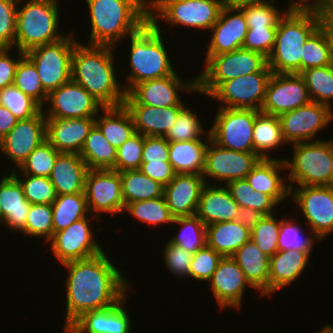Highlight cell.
<instances>
[{"mask_svg": "<svg viewBox=\"0 0 333 333\" xmlns=\"http://www.w3.org/2000/svg\"><path fill=\"white\" fill-rule=\"evenodd\" d=\"M105 253L62 264L68 269L63 330L82 313L113 306L128 293V282L123 272Z\"/></svg>", "mask_w": 333, "mask_h": 333, "instance_id": "6da1fadb", "label": "cell"}, {"mask_svg": "<svg viewBox=\"0 0 333 333\" xmlns=\"http://www.w3.org/2000/svg\"><path fill=\"white\" fill-rule=\"evenodd\" d=\"M114 47L77 42L72 53L71 80L85 88L104 107L124 104L126 92L114 70Z\"/></svg>", "mask_w": 333, "mask_h": 333, "instance_id": "7a4b0ae2", "label": "cell"}, {"mask_svg": "<svg viewBox=\"0 0 333 333\" xmlns=\"http://www.w3.org/2000/svg\"><path fill=\"white\" fill-rule=\"evenodd\" d=\"M90 10V45L115 47L149 21L147 0H86ZM116 43V44H115Z\"/></svg>", "mask_w": 333, "mask_h": 333, "instance_id": "3957f363", "label": "cell"}, {"mask_svg": "<svg viewBox=\"0 0 333 333\" xmlns=\"http://www.w3.org/2000/svg\"><path fill=\"white\" fill-rule=\"evenodd\" d=\"M320 25V11L289 9L278 22L274 48L267 58L272 72L300 74L302 46Z\"/></svg>", "mask_w": 333, "mask_h": 333, "instance_id": "277c9868", "label": "cell"}, {"mask_svg": "<svg viewBox=\"0 0 333 333\" xmlns=\"http://www.w3.org/2000/svg\"><path fill=\"white\" fill-rule=\"evenodd\" d=\"M158 19L149 21L130 39L129 84L124 85L128 93L136 84L173 75L176 71L165 49Z\"/></svg>", "mask_w": 333, "mask_h": 333, "instance_id": "5b68a950", "label": "cell"}, {"mask_svg": "<svg viewBox=\"0 0 333 333\" xmlns=\"http://www.w3.org/2000/svg\"><path fill=\"white\" fill-rule=\"evenodd\" d=\"M58 5V0H28L22 7L17 5L15 46L18 50L26 53L65 37L58 32Z\"/></svg>", "mask_w": 333, "mask_h": 333, "instance_id": "8992f818", "label": "cell"}, {"mask_svg": "<svg viewBox=\"0 0 333 333\" xmlns=\"http://www.w3.org/2000/svg\"><path fill=\"white\" fill-rule=\"evenodd\" d=\"M291 161L283 159L289 169V188L300 186L333 185V139L313 140L293 144Z\"/></svg>", "mask_w": 333, "mask_h": 333, "instance_id": "52a82bcc", "label": "cell"}, {"mask_svg": "<svg viewBox=\"0 0 333 333\" xmlns=\"http://www.w3.org/2000/svg\"><path fill=\"white\" fill-rule=\"evenodd\" d=\"M204 71L197 75V93L210 95L222 82L261 72L268 64L263 54L239 48L216 56H206Z\"/></svg>", "mask_w": 333, "mask_h": 333, "instance_id": "ba28073f", "label": "cell"}, {"mask_svg": "<svg viewBox=\"0 0 333 333\" xmlns=\"http://www.w3.org/2000/svg\"><path fill=\"white\" fill-rule=\"evenodd\" d=\"M223 7L224 0H149V19L159 17L171 25L210 30Z\"/></svg>", "mask_w": 333, "mask_h": 333, "instance_id": "9c48e42d", "label": "cell"}, {"mask_svg": "<svg viewBox=\"0 0 333 333\" xmlns=\"http://www.w3.org/2000/svg\"><path fill=\"white\" fill-rule=\"evenodd\" d=\"M71 32L64 38L35 48L25 56L35 65L47 94L71 80L72 53L77 39Z\"/></svg>", "mask_w": 333, "mask_h": 333, "instance_id": "30bf717a", "label": "cell"}, {"mask_svg": "<svg viewBox=\"0 0 333 333\" xmlns=\"http://www.w3.org/2000/svg\"><path fill=\"white\" fill-rule=\"evenodd\" d=\"M259 112L255 109L219 107L209 131L211 140L224 149L254 152L253 126Z\"/></svg>", "mask_w": 333, "mask_h": 333, "instance_id": "8fae6325", "label": "cell"}, {"mask_svg": "<svg viewBox=\"0 0 333 333\" xmlns=\"http://www.w3.org/2000/svg\"><path fill=\"white\" fill-rule=\"evenodd\" d=\"M272 74V70L267 65L261 72L222 82L209 97L219 101L220 107L260 111Z\"/></svg>", "mask_w": 333, "mask_h": 333, "instance_id": "7c38bea8", "label": "cell"}, {"mask_svg": "<svg viewBox=\"0 0 333 333\" xmlns=\"http://www.w3.org/2000/svg\"><path fill=\"white\" fill-rule=\"evenodd\" d=\"M290 197L302 210L310 233L321 240L333 233V185L290 188Z\"/></svg>", "mask_w": 333, "mask_h": 333, "instance_id": "4fadbf2b", "label": "cell"}, {"mask_svg": "<svg viewBox=\"0 0 333 333\" xmlns=\"http://www.w3.org/2000/svg\"><path fill=\"white\" fill-rule=\"evenodd\" d=\"M84 194L89 214L124 212L120 172L112 169H89L85 177Z\"/></svg>", "mask_w": 333, "mask_h": 333, "instance_id": "5bb4252c", "label": "cell"}, {"mask_svg": "<svg viewBox=\"0 0 333 333\" xmlns=\"http://www.w3.org/2000/svg\"><path fill=\"white\" fill-rule=\"evenodd\" d=\"M310 101L306 83L300 74L273 73L260 112L280 116Z\"/></svg>", "mask_w": 333, "mask_h": 333, "instance_id": "9a60e30c", "label": "cell"}, {"mask_svg": "<svg viewBox=\"0 0 333 333\" xmlns=\"http://www.w3.org/2000/svg\"><path fill=\"white\" fill-rule=\"evenodd\" d=\"M331 109L327 105L310 101L278 116L286 143H302L316 137V133L333 120Z\"/></svg>", "mask_w": 333, "mask_h": 333, "instance_id": "2e32d148", "label": "cell"}, {"mask_svg": "<svg viewBox=\"0 0 333 333\" xmlns=\"http://www.w3.org/2000/svg\"><path fill=\"white\" fill-rule=\"evenodd\" d=\"M261 158L254 152H238L224 149L212 140L205 152V166L202 176L223 181L226 185L233 180L245 179Z\"/></svg>", "mask_w": 333, "mask_h": 333, "instance_id": "e0dca14e", "label": "cell"}, {"mask_svg": "<svg viewBox=\"0 0 333 333\" xmlns=\"http://www.w3.org/2000/svg\"><path fill=\"white\" fill-rule=\"evenodd\" d=\"M46 118L96 117L104 106L80 84L70 80L48 94Z\"/></svg>", "mask_w": 333, "mask_h": 333, "instance_id": "ac0fdd59", "label": "cell"}, {"mask_svg": "<svg viewBox=\"0 0 333 333\" xmlns=\"http://www.w3.org/2000/svg\"><path fill=\"white\" fill-rule=\"evenodd\" d=\"M92 218H82L67 228L53 233L49 240L51 250L60 264L90 258L103 252L100 244L93 238L88 223Z\"/></svg>", "mask_w": 333, "mask_h": 333, "instance_id": "d6986e66", "label": "cell"}, {"mask_svg": "<svg viewBox=\"0 0 333 333\" xmlns=\"http://www.w3.org/2000/svg\"><path fill=\"white\" fill-rule=\"evenodd\" d=\"M42 109L36 116L18 120L0 140V151L19 168L29 154L46 140V116Z\"/></svg>", "mask_w": 333, "mask_h": 333, "instance_id": "ffe728a7", "label": "cell"}, {"mask_svg": "<svg viewBox=\"0 0 333 333\" xmlns=\"http://www.w3.org/2000/svg\"><path fill=\"white\" fill-rule=\"evenodd\" d=\"M180 90L196 92V78L195 80L184 82L175 72L173 75L136 84L128 94L138 104L167 108L171 106H185L178 94V92H181Z\"/></svg>", "mask_w": 333, "mask_h": 333, "instance_id": "44dd1931", "label": "cell"}, {"mask_svg": "<svg viewBox=\"0 0 333 333\" xmlns=\"http://www.w3.org/2000/svg\"><path fill=\"white\" fill-rule=\"evenodd\" d=\"M211 290L219 309H239L247 286L252 287L245 274L231 256L222 257L211 279Z\"/></svg>", "mask_w": 333, "mask_h": 333, "instance_id": "7402d4cb", "label": "cell"}, {"mask_svg": "<svg viewBox=\"0 0 333 333\" xmlns=\"http://www.w3.org/2000/svg\"><path fill=\"white\" fill-rule=\"evenodd\" d=\"M247 30L242 10L224 6L217 22L210 29L213 34L205 56H216L242 48Z\"/></svg>", "mask_w": 333, "mask_h": 333, "instance_id": "603a6c76", "label": "cell"}, {"mask_svg": "<svg viewBox=\"0 0 333 333\" xmlns=\"http://www.w3.org/2000/svg\"><path fill=\"white\" fill-rule=\"evenodd\" d=\"M95 118H46V140L59 153L79 154Z\"/></svg>", "mask_w": 333, "mask_h": 333, "instance_id": "cb8c5ba5", "label": "cell"}, {"mask_svg": "<svg viewBox=\"0 0 333 333\" xmlns=\"http://www.w3.org/2000/svg\"><path fill=\"white\" fill-rule=\"evenodd\" d=\"M205 180L199 174H176L164 186L163 195L171 214L177 217L196 215Z\"/></svg>", "mask_w": 333, "mask_h": 333, "instance_id": "d4e9b609", "label": "cell"}, {"mask_svg": "<svg viewBox=\"0 0 333 333\" xmlns=\"http://www.w3.org/2000/svg\"><path fill=\"white\" fill-rule=\"evenodd\" d=\"M124 106L129 110L135 126V132L144 136L164 137L175 123L180 110L184 106L167 108L152 107L138 104L128 93L125 95Z\"/></svg>", "mask_w": 333, "mask_h": 333, "instance_id": "484cf974", "label": "cell"}, {"mask_svg": "<svg viewBox=\"0 0 333 333\" xmlns=\"http://www.w3.org/2000/svg\"><path fill=\"white\" fill-rule=\"evenodd\" d=\"M238 204L232 198L228 188L220 185L205 184L199 199L196 216L205 226L213 223L236 220Z\"/></svg>", "mask_w": 333, "mask_h": 333, "instance_id": "4316f807", "label": "cell"}, {"mask_svg": "<svg viewBox=\"0 0 333 333\" xmlns=\"http://www.w3.org/2000/svg\"><path fill=\"white\" fill-rule=\"evenodd\" d=\"M30 205L16 177L12 173L3 176L0 181V208L6 227L22 231L25 228Z\"/></svg>", "mask_w": 333, "mask_h": 333, "instance_id": "83f0119b", "label": "cell"}, {"mask_svg": "<svg viewBox=\"0 0 333 333\" xmlns=\"http://www.w3.org/2000/svg\"><path fill=\"white\" fill-rule=\"evenodd\" d=\"M88 170L85 161L79 154L60 153L49 179L55 187L57 195L84 193L85 177Z\"/></svg>", "mask_w": 333, "mask_h": 333, "instance_id": "f1b7e54d", "label": "cell"}, {"mask_svg": "<svg viewBox=\"0 0 333 333\" xmlns=\"http://www.w3.org/2000/svg\"><path fill=\"white\" fill-rule=\"evenodd\" d=\"M285 169L283 159H260L245 179L255 191L270 195L279 205L290 196V188L279 174Z\"/></svg>", "mask_w": 333, "mask_h": 333, "instance_id": "f546056e", "label": "cell"}, {"mask_svg": "<svg viewBox=\"0 0 333 333\" xmlns=\"http://www.w3.org/2000/svg\"><path fill=\"white\" fill-rule=\"evenodd\" d=\"M252 288L260 291L262 296L269 295L268 257L251 239L239 248L232 256Z\"/></svg>", "mask_w": 333, "mask_h": 333, "instance_id": "4dcf8cb0", "label": "cell"}, {"mask_svg": "<svg viewBox=\"0 0 333 333\" xmlns=\"http://www.w3.org/2000/svg\"><path fill=\"white\" fill-rule=\"evenodd\" d=\"M310 253L298 250H278L270 258L269 294L296 281L309 264Z\"/></svg>", "mask_w": 333, "mask_h": 333, "instance_id": "1f68e13d", "label": "cell"}, {"mask_svg": "<svg viewBox=\"0 0 333 333\" xmlns=\"http://www.w3.org/2000/svg\"><path fill=\"white\" fill-rule=\"evenodd\" d=\"M250 237L251 230L235 220L206 226V245L222 257L232 256Z\"/></svg>", "mask_w": 333, "mask_h": 333, "instance_id": "d6a6232c", "label": "cell"}, {"mask_svg": "<svg viewBox=\"0 0 333 333\" xmlns=\"http://www.w3.org/2000/svg\"><path fill=\"white\" fill-rule=\"evenodd\" d=\"M211 140L169 141V162L177 174H203L205 152ZM206 141V142H204Z\"/></svg>", "mask_w": 333, "mask_h": 333, "instance_id": "836d02e7", "label": "cell"}, {"mask_svg": "<svg viewBox=\"0 0 333 333\" xmlns=\"http://www.w3.org/2000/svg\"><path fill=\"white\" fill-rule=\"evenodd\" d=\"M95 118V124L99 127L103 136L116 149L135 133L133 118L129 110L123 105L116 107H104Z\"/></svg>", "mask_w": 333, "mask_h": 333, "instance_id": "e575fe53", "label": "cell"}, {"mask_svg": "<svg viewBox=\"0 0 333 333\" xmlns=\"http://www.w3.org/2000/svg\"><path fill=\"white\" fill-rule=\"evenodd\" d=\"M79 155L85 161L88 169H113L117 149L107 141L95 124L86 137Z\"/></svg>", "mask_w": 333, "mask_h": 333, "instance_id": "d590c367", "label": "cell"}, {"mask_svg": "<svg viewBox=\"0 0 333 333\" xmlns=\"http://www.w3.org/2000/svg\"><path fill=\"white\" fill-rule=\"evenodd\" d=\"M254 153L261 159H270L269 150L286 144L278 116L259 112L253 126Z\"/></svg>", "mask_w": 333, "mask_h": 333, "instance_id": "8d00e7d4", "label": "cell"}, {"mask_svg": "<svg viewBox=\"0 0 333 333\" xmlns=\"http://www.w3.org/2000/svg\"><path fill=\"white\" fill-rule=\"evenodd\" d=\"M122 196L129 203L163 196L164 186L143 174L139 169L120 172Z\"/></svg>", "mask_w": 333, "mask_h": 333, "instance_id": "74e56055", "label": "cell"}, {"mask_svg": "<svg viewBox=\"0 0 333 333\" xmlns=\"http://www.w3.org/2000/svg\"><path fill=\"white\" fill-rule=\"evenodd\" d=\"M54 233L70 226L75 221L87 217L89 210L84 193L57 195L52 203Z\"/></svg>", "mask_w": 333, "mask_h": 333, "instance_id": "f35d334b", "label": "cell"}, {"mask_svg": "<svg viewBox=\"0 0 333 333\" xmlns=\"http://www.w3.org/2000/svg\"><path fill=\"white\" fill-rule=\"evenodd\" d=\"M239 207L257 210L264 216L273 215L277 202L268 194L255 191L246 179L233 180L225 185Z\"/></svg>", "mask_w": 333, "mask_h": 333, "instance_id": "ab89813d", "label": "cell"}, {"mask_svg": "<svg viewBox=\"0 0 333 333\" xmlns=\"http://www.w3.org/2000/svg\"><path fill=\"white\" fill-rule=\"evenodd\" d=\"M332 48L328 34L320 25L302 46L301 72L331 64Z\"/></svg>", "mask_w": 333, "mask_h": 333, "instance_id": "60d3db41", "label": "cell"}, {"mask_svg": "<svg viewBox=\"0 0 333 333\" xmlns=\"http://www.w3.org/2000/svg\"><path fill=\"white\" fill-rule=\"evenodd\" d=\"M303 77L311 101L331 108L333 99V69L331 65L309 68L300 73Z\"/></svg>", "mask_w": 333, "mask_h": 333, "instance_id": "b9f144b4", "label": "cell"}, {"mask_svg": "<svg viewBox=\"0 0 333 333\" xmlns=\"http://www.w3.org/2000/svg\"><path fill=\"white\" fill-rule=\"evenodd\" d=\"M181 225L180 233L169 241L185 250L195 253L206 246V226L196 215L177 217L174 222Z\"/></svg>", "mask_w": 333, "mask_h": 333, "instance_id": "7bdbcfd3", "label": "cell"}, {"mask_svg": "<svg viewBox=\"0 0 333 333\" xmlns=\"http://www.w3.org/2000/svg\"><path fill=\"white\" fill-rule=\"evenodd\" d=\"M129 212L142 223L160 225L174 222L175 217L167 206L164 195L150 200L136 201L125 206L124 212Z\"/></svg>", "mask_w": 333, "mask_h": 333, "instance_id": "ee69618b", "label": "cell"}, {"mask_svg": "<svg viewBox=\"0 0 333 333\" xmlns=\"http://www.w3.org/2000/svg\"><path fill=\"white\" fill-rule=\"evenodd\" d=\"M13 85L44 109L48 94L42 86L35 65L25 55L17 64Z\"/></svg>", "mask_w": 333, "mask_h": 333, "instance_id": "f6af8a7d", "label": "cell"}, {"mask_svg": "<svg viewBox=\"0 0 333 333\" xmlns=\"http://www.w3.org/2000/svg\"><path fill=\"white\" fill-rule=\"evenodd\" d=\"M194 111L184 106L176 119L175 123L167 131L164 136L168 141H192L197 139H203L201 137L205 135H210L203 128L200 119ZM206 132V133H205Z\"/></svg>", "mask_w": 333, "mask_h": 333, "instance_id": "bcb514c9", "label": "cell"}, {"mask_svg": "<svg viewBox=\"0 0 333 333\" xmlns=\"http://www.w3.org/2000/svg\"><path fill=\"white\" fill-rule=\"evenodd\" d=\"M60 153L47 141H43L19 167L22 174L49 178L57 156Z\"/></svg>", "mask_w": 333, "mask_h": 333, "instance_id": "7dc6e473", "label": "cell"}, {"mask_svg": "<svg viewBox=\"0 0 333 333\" xmlns=\"http://www.w3.org/2000/svg\"><path fill=\"white\" fill-rule=\"evenodd\" d=\"M19 183L22 185L24 195L30 204H52L57 198L55 187L47 177L33 176L30 174H23L22 180L17 175V169H12L11 172Z\"/></svg>", "mask_w": 333, "mask_h": 333, "instance_id": "c3c4849f", "label": "cell"}, {"mask_svg": "<svg viewBox=\"0 0 333 333\" xmlns=\"http://www.w3.org/2000/svg\"><path fill=\"white\" fill-rule=\"evenodd\" d=\"M0 105L10 110L18 120L29 119L42 110L35 100L14 85L0 90Z\"/></svg>", "mask_w": 333, "mask_h": 333, "instance_id": "681fc988", "label": "cell"}, {"mask_svg": "<svg viewBox=\"0 0 333 333\" xmlns=\"http://www.w3.org/2000/svg\"><path fill=\"white\" fill-rule=\"evenodd\" d=\"M52 214V204H31L25 228L21 232L33 237H45L49 242L54 233Z\"/></svg>", "mask_w": 333, "mask_h": 333, "instance_id": "f907efd6", "label": "cell"}, {"mask_svg": "<svg viewBox=\"0 0 333 333\" xmlns=\"http://www.w3.org/2000/svg\"><path fill=\"white\" fill-rule=\"evenodd\" d=\"M292 219H282L280 220V231L278 235V250H298L304 252H311L313 248L314 241H320L321 239L314 236L306 237L301 233V229L298 225H295ZM308 236V237H307ZM305 237V238H304Z\"/></svg>", "mask_w": 333, "mask_h": 333, "instance_id": "816d5d0a", "label": "cell"}, {"mask_svg": "<svg viewBox=\"0 0 333 333\" xmlns=\"http://www.w3.org/2000/svg\"><path fill=\"white\" fill-rule=\"evenodd\" d=\"M279 231L280 220H277L274 215L263 216L251 230L250 239L271 258L278 251Z\"/></svg>", "mask_w": 333, "mask_h": 333, "instance_id": "f5cc1de1", "label": "cell"}, {"mask_svg": "<svg viewBox=\"0 0 333 333\" xmlns=\"http://www.w3.org/2000/svg\"><path fill=\"white\" fill-rule=\"evenodd\" d=\"M144 135L135 132L119 148L117 158L112 170L123 172L139 169L142 163Z\"/></svg>", "mask_w": 333, "mask_h": 333, "instance_id": "db71d44e", "label": "cell"}, {"mask_svg": "<svg viewBox=\"0 0 333 333\" xmlns=\"http://www.w3.org/2000/svg\"><path fill=\"white\" fill-rule=\"evenodd\" d=\"M275 1L242 6L240 9L245 14L247 27H277L279 20L289 9L281 13L273 5Z\"/></svg>", "mask_w": 333, "mask_h": 333, "instance_id": "11a10c76", "label": "cell"}, {"mask_svg": "<svg viewBox=\"0 0 333 333\" xmlns=\"http://www.w3.org/2000/svg\"><path fill=\"white\" fill-rule=\"evenodd\" d=\"M222 256L207 245L193 254L189 277L198 281H209Z\"/></svg>", "mask_w": 333, "mask_h": 333, "instance_id": "9f6ffc18", "label": "cell"}, {"mask_svg": "<svg viewBox=\"0 0 333 333\" xmlns=\"http://www.w3.org/2000/svg\"><path fill=\"white\" fill-rule=\"evenodd\" d=\"M107 326L108 307L82 313L64 333H107Z\"/></svg>", "mask_w": 333, "mask_h": 333, "instance_id": "6f0895ef", "label": "cell"}, {"mask_svg": "<svg viewBox=\"0 0 333 333\" xmlns=\"http://www.w3.org/2000/svg\"><path fill=\"white\" fill-rule=\"evenodd\" d=\"M277 27H248L242 48L263 54L268 58L275 44Z\"/></svg>", "mask_w": 333, "mask_h": 333, "instance_id": "680465c9", "label": "cell"}, {"mask_svg": "<svg viewBox=\"0 0 333 333\" xmlns=\"http://www.w3.org/2000/svg\"><path fill=\"white\" fill-rule=\"evenodd\" d=\"M19 0H0V44L13 48L16 36V11Z\"/></svg>", "mask_w": 333, "mask_h": 333, "instance_id": "91938a15", "label": "cell"}, {"mask_svg": "<svg viewBox=\"0 0 333 333\" xmlns=\"http://www.w3.org/2000/svg\"><path fill=\"white\" fill-rule=\"evenodd\" d=\"M164 248L163 261L167 269L175 276L188 278L193 253L172 244L170 241Z\"/></svg>", "mask_w": 333, "mask_h": 333, "instance_id": "94428289", "label": "cell"}, {"mask_svg": "<svg viewBox=\"0 0 333 333\" xmlns=\"http://www.w3.org/2000/svg\"><path fill=\"white\" fill-rule=\"evenodd\" d=\"M169 161V141L165 137L144 136L142 162Z\"/></svg>", "mask_w": 333, "mask_h": 333, "instance_id": "6125c7cd", "label": "cell"}, {"mask_svg": "<svg viewBox=\"0 0 333 333\" xmlns=\"http://www.w3.org/2000/svg\"><path fill=\"white\" fill-rule=\"evenodd\" d=\"M127 294L115 305L108 307L107 333H131V320L123 307Z\"/></svg>", "mask_w": 333, "mask_h": 333, "instance_id": "be15d7a7", "label": "cell"}, {"mask_svg": "<svg viewBox=\"0 0 333 333\" xmlns=\"http://www.w3.org/2000/svg\"><path fill=\"white\" fill-rule=\"evenodd\" d=\"M139 170L163 186H166L177 174L169 161L142 162Z\"/></svg>", "mask_w": 333, "mask_h": 333, "instance_id": "e7e4bbea", "label": "cell"}, {"mask_svg": "<svg viewBox=\"0 0 333 333\" xmlns=\"http://www.w3.org/2000/svg\"><path fill=\"white\" fill-rule=\"evenodd\" d=\"M11 50L12 48H5L0 52V90L13 85L17 64L25 55V53L17 50L19 59H13L9 54Z\"/></svg>", "mask_w": 333, "mask_h": 333, "instance_id": "03108f58", "label": "cell"}, {"mask_svg": "<svg viewBox=\"0 0 333 333\" xmlns=\"http://www.w3.org/2000/svg\"><path fill=\"white\" fill-rule=\"evenodd\" d=\"M263 216L264 215L257 210H253L247 207H239L235 221H238L245 227L252 230L255 225L263 218Z\"/></svg>", "mask_w": 333, "mask_h": 333, "instance_id": "003e7915", "label": "cell"}, {"mask_svg": "<svg viewBox=\"0 0 333 333\" xmlns=\"http://www.w3.org/2000/svg\"><path fill=\"white\" fill-rule=\"evenodd\" d=\"M311 0H292L290 1L289 9H300V10H324L333 4V0H314L312 3L308 2Z\"/></svg>", "mask_w": 333, "mask_h": 333, "instance_id": "a7ac6f4b", "label": "cell"}, {"mask_svg": "<svg viewBox=\"0 0 333 333\" xmlns=\"http://www.w3.org/2000/svg\"><path fill=\"white\" fill-rule=\"evenodd\" d=\"M18 119L5 106L0 105V140L17 124Z\"/></svg>", "mask_w": 333, "mask_h": 333, "instance_id": "89a4df30", "label": "cell"}, {"mask_svg": "<svg viewBox=\"0 0 333 333\" xmlns=\"http://www.w3.org/2000/svg\"><path fill=\"white\" fill-rule=\"evenodd\" d=\"M321 14V25L326 30L332 48V56H333V4L327 7L324 10L320 11Z\"/></svg>", "mask_w": 333, "mask_h": 333, "instance_id": "2644e50d", "label": "cell"}, {"mask_svg": "<svg viewBox=\"0 0 333 333\" xmlns=\"http://www.w3.org/2000/svg\"><path fill=\"white\" fill-rule=\"evenodd\" d=\"M268 2L266 0H224V6L230 8H241L246 5L261 4Z\"/></svg>", "mask_w": 333, "mask_h": 333, "instance_id": "8c879c8a", "label": "cell"}, {"mask_svg": "<svg viewBox=\"0 0 333 333\" xmlns=\"http://www.w3.org/2000/svg\"><path fill=\"white\" fill-rule=\"evenodd\" d=\"M318 333H333V326L325 325L323 329Z\"/></svg>", "mask_w": 333, "mask_h": 333, "instance_id": "753ad0ef", "label": "cell"}, {"mask_svg": "<svg viewBox=\"0 0 333 333\" xmlns=\"http://www.w3.org/2000/svg\"><path fill=\"white\" fill-rule=\"evenodd\" d=\"M0 222H1V223L3 222V216H2L1 208H0Z\"/></svg>", "mask_w": 333, "mask_h": 333, "instance_id": "34e18365", "label": "cell"}, {"mask_svg": "<svg viewBox=\"0 0 333 333\" xmlns=\"http://www.w3.org/2000/svg\"><path fill=\"white\" fill-rule=\"evenodd\" d=\"M4 49L5 47L0 44V52L3 51Z\"/></svg>", "mask_w": 333, "mask_h": 333, "instance_id": "11e5206c", "label": "cell"}, {"mask_svg": "<svg viewBox=\"0 0 333 333\" xmlns=\"http://www.w3.org/2000/svg\"><path fill=\"white\" fill-rule=\"evenodd\" d=\"M331 67H332V69H333V56H332V59H331Z\"/></svg>", "mask_w": 333, "mask_h": 333, "instance_id": "2a66077c", "label": "cell"}]
</instances>
